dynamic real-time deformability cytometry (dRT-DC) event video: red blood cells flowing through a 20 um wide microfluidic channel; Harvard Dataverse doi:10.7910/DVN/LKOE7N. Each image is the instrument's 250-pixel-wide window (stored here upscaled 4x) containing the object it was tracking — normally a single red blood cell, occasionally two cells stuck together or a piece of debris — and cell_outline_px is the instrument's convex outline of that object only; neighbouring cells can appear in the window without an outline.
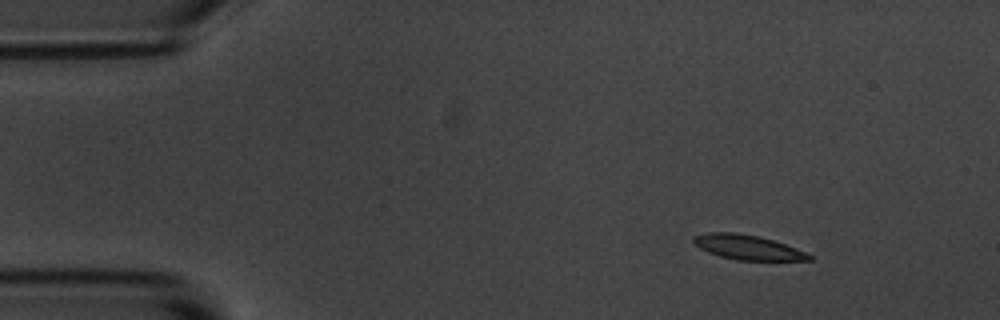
{"species": "common noctule bat (a hibernating species)", "species_latin": "Nyctalus noctula", "temperature_condition": "room temperature", "stored_images_in_passage": 50, "camera_frame_rate_fps": 3000, "um_per_image_px": 0.085, "animal": {"sex": "male", "body_mass_g": 20.1, "forearm_length_mm": 53.5}, "frame": {"image": 1, "passage_image": 1, "time_ms": 0.0, "image_size_px": [1000, 320], "cell_outline_px": [[812, 260], [736, 260], [720, 256], [708, 252], [700, 248], [692, 240], [692, 236], [708, 232], [736, 232], [760, 236], [796, 248], [812, 256]], "centroid_in_image_um": [63.51, 21.01], "position_along_channel_um": 21.5, "area_um2": 16.53}}
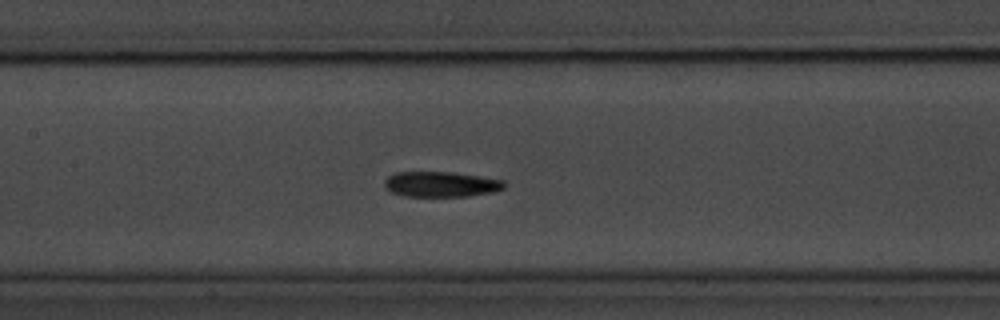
{"frame": {"image": 2, "passage_image": 20, "time_ms": 6.333, "image_size_px": [1000, 320], "cell_outline_px": [[504, 188], [496, 192], [468, 196], [404, 196], [392, 192], [384, 188], [384, 180], [388, 176], [396, 172], [452, 172], [480, 176], [504, 180]], "centroid_in_image_um": [37.48, 15.66], "position_along_channel_um": 169.9, "area_um2": 17.8}}
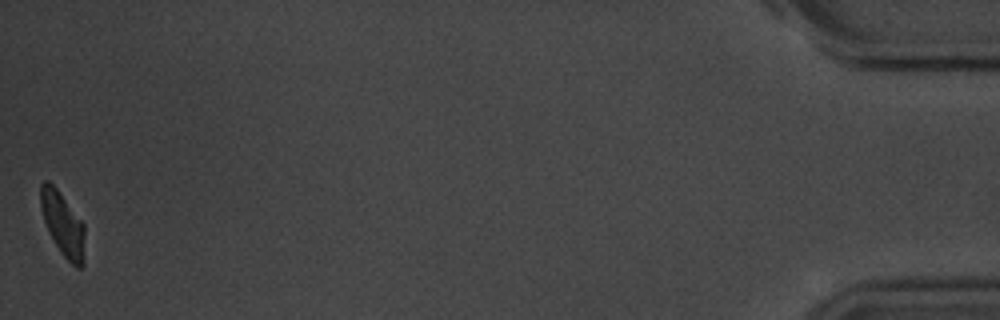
{"frame": {"image": 3, "passage_image": 50, "time_ms": 16.333, "image_size_px": [1000, 320], "cell_outline_px": [[84, 264], [80, 268], [76, 268], [60, 252], [48, 232], [44, 220], [40, 204], [40, 184], [44, 180], [48, 180], [56, 188], [84, 224]], "centroid_in_image_um": [5.33, 19.06], "position_along_channel_um": 429.9, "area_um2": 16.36}, "authors_computed_cell_mechanics": {"area_um2": 17.8024, "velocity_mm_per_s": 3.5649, "shape_relaxation_time_tau1_ms": 2.8384, "shape_relaxation_time_tau2_ms": 5.9175, "deformation_change_tau1": 0.1479, "deformation_change_tau2": 0.1423}}